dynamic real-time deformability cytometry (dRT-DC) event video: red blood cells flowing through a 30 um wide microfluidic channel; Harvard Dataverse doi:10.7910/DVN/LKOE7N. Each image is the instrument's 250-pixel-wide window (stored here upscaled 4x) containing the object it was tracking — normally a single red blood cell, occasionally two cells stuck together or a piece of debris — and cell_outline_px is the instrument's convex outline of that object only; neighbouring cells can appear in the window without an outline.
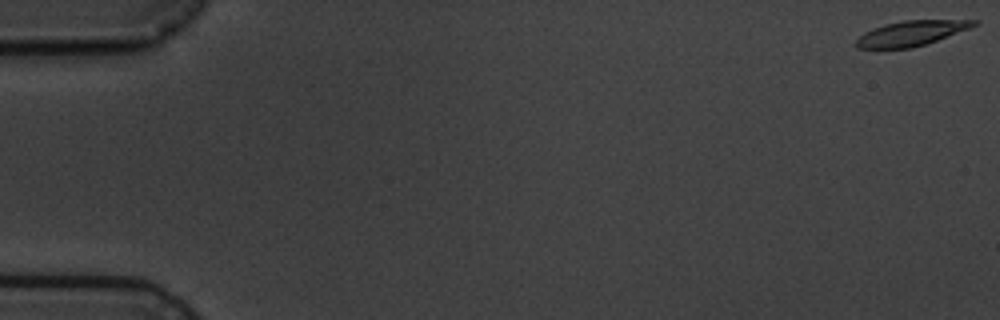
{"species": "common noctule bat (a hibernating species)", "species_latin": "Nyctalus noctula", "temperature_condition": "cold", "stored_images_in_passage": 8, "segment_of_instrument_passage": [1, 2], "camera_frame_rate_fps": 3000, "um_per_image_px": 0.085, "animal": {"sex": "male", "body_mass_g": 19.5, "forearm_length_mm": 54.6}, "frame": {"image": 1, "passage_image": 1, "time_ms": 0.0, "image_size_px": [1000, 320], "cell_outline_px": [[980, 24], [936, 40], [912, 48], [856, 48], [856, 40], [864, 32], [872, 28], [884, 24], [904, 20], [980, 20]], "centroid_in_image_um": [77.44, 2.81], "position_along_channel_um": 7.6, "area_um2": 16.99}}
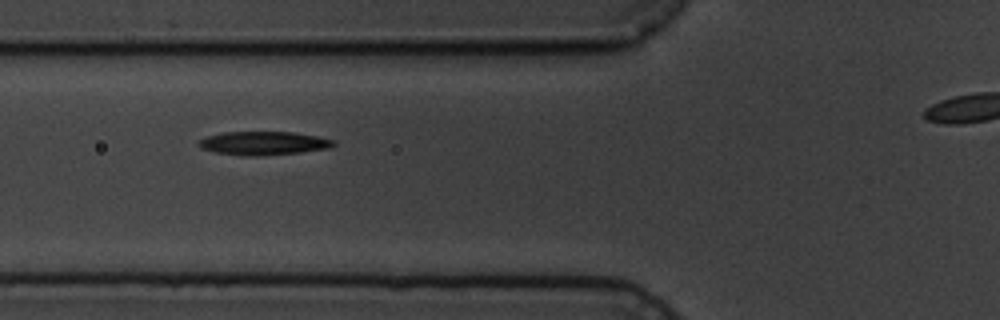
{"frame": {"image": 2, "passage_image": 7, "time_ms": 7.0, "image_size_px": [1000, 320], "cell_outline_px": [[336, 144], [328, 148], [300, 152], [260, 156], [240, 156], [212, 152], [200, 148], [196, 144], [200, 140], [208, 136], [224, 132], [292, 132], [316, 136], [336, 140]], "centroid_in_image_um": [22.36, 12.18], "position_along_channel_um": 103.4, "area_um2": 18.61}}